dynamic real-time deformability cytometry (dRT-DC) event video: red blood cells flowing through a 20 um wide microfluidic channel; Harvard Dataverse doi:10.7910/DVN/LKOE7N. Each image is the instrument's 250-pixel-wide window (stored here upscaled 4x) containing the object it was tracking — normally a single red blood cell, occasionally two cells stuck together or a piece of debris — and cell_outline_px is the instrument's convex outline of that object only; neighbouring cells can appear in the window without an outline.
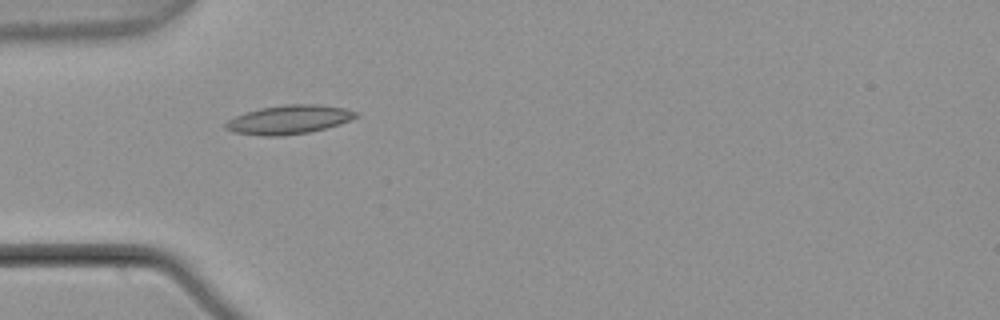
{"species": "common noctule bat (a hibernating species)", "species_latin": "Nyctalus noctula", "temperature_condition": "warm", "stored_images_in_passage": 6, "camera_frame_rate_fps": 3000, "um_per_image_px": 0.085, "animal": {"sex": "male", "body_mass_g": 21.5, "forearm_length_mm": 52.0}, "frame": {"image": 1, "passage_image": 4, "time_ms": 1.0, "image_size_px": [1000, 320], "cell_outline_px": [[360, 116], [340, 124], [308, 132], [280, 136], [260, 136], [232, 132], [224, 128], [224, 124], [228, 120], [244, 112], [260, 108], [284, 104], [316, 104], [344, 108], [360, 112]], "centroid_in_image_um": [24.55, 10.16], "position_along_channel_um": 60.4, "area_um2": 22.08}}
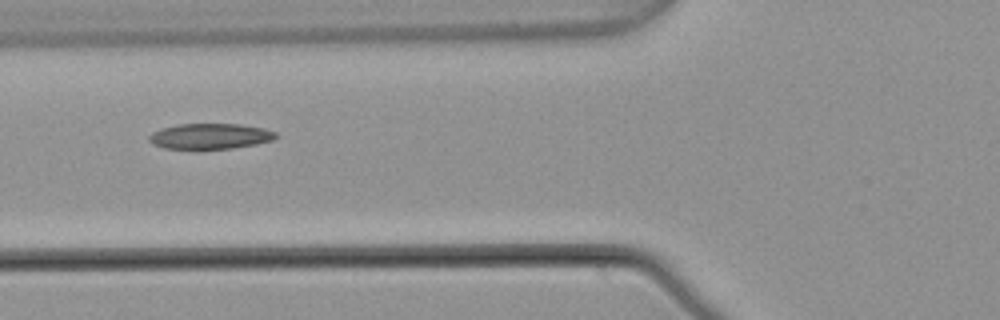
{"frame": {"image": 2, "passage_image": 5, "time_ms": 1.333, "image_size_px": [1000, 320], "cell_outline_px": [[280, 136], [272, 140], [256, 144], [232, 148], [164, 148], [152, 144], [148, 140], [148, 136], [152, 132], [160, 128], [176, 124], [240, 124], [264, 128], [276, 132]], "centroid_in_image_um": [17.86, 11.56], "position_along_channel_um": 107.9, "area_um2": 18.9}}
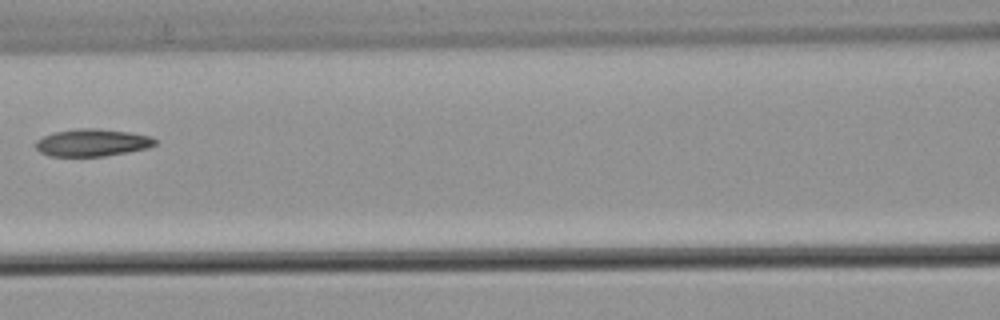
{"frame": {"image": 3, "passage_image": 6, "time_ms": 1.667, "image_size_px": [1000, 320], "cell_outline_px": [[156, 144], [148, 148], [128, 152], [104, 156], [48, 156], [40, 152], [36, 148], [36, 140], [44, 136], [56, 132], [80, 128], [96, 128], [128, 132], [152, 136], [156, 140]], "centroid_in_image_um": [7.86, 12.13], "position_along_channel_um": 158.7, "area_um2": 18.96}}